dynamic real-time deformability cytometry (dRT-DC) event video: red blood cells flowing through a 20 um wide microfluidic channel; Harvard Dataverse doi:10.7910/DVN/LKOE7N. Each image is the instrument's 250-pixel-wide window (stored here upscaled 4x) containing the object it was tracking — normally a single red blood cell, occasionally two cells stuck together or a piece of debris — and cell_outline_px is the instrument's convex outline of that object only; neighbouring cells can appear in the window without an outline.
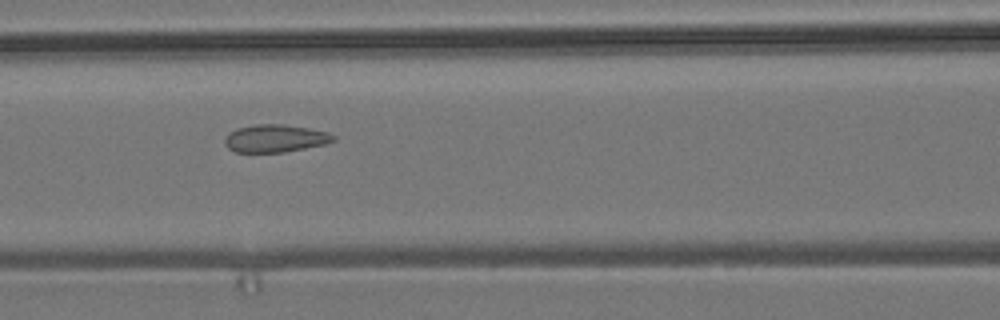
{"species": "common noctule bat (a hibernating species)", "species_latin": "Nyctalus noctula", "temperature_condition": "room temperature", "stored_images_in_passage": 25, "camera_frame_rate_fps": 3000, "um_per_image_px": 0.085, "animal": {"sex": "male", "body_mass_g": 19.2, "forearm_length_mm": 51.8}, "frame": {"image": 1, "passage_image": 24, "time_ms": 7.667, "image_size_px": [1000, 320], "cell_outline_px": [[336, 140], [324, 144], [284, 152], [236, 152], [228, 148], [224, 144], [224, 140], [236, 128], [252, 124], [284, 124], [308, 128], [328, 132], [336, 136]], "centroid_in_image_um": [23.4, 11.75], "position_along_channel_um": 143.2, "area_um2": 17.46}}